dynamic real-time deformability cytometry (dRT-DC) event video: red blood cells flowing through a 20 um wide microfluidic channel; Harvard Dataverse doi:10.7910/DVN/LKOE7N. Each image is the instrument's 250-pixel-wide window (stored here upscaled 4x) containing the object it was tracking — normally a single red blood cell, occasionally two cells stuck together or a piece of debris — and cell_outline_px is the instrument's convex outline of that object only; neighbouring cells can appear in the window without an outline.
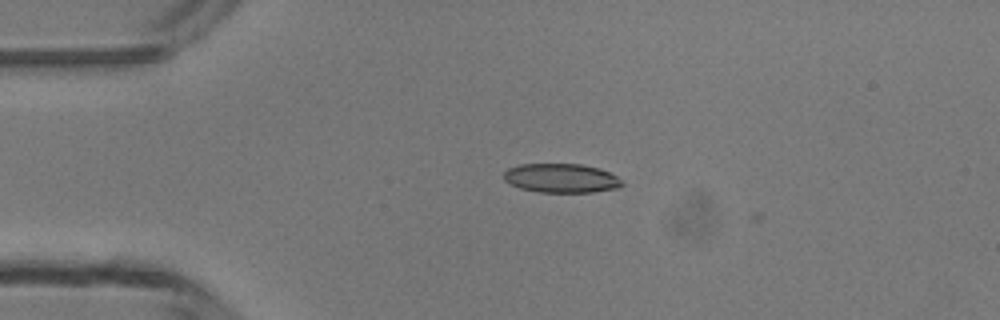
{"species": "common noctule bat (a hibernating species)", "species_latin": "Nyctalus noctula", "temperature_condition": "room temperature", "stored_images_in_passage": 3, "camera_frame_rate_fps": 3000, "um_per_image_px": 0.085, "animal": {"sex": "male", "body_mass_g": 13.3}, "frame": {"image": 1, "passage_image": 2, "time_ms": 1.0, "image_size_px": [1000, 320], "cell_outline_px": [[624, 184], [620, 188], [592, 192], [540, 192], [520, 188], [504, 180], [504, 172], [508, 168], [520, 164], [580, 164], [600, 168], [616, 176]], "centroid_in_image_um": [47.72, 15.14], "position_along_channel_um": 37.3, "area_um2": 20.0}}